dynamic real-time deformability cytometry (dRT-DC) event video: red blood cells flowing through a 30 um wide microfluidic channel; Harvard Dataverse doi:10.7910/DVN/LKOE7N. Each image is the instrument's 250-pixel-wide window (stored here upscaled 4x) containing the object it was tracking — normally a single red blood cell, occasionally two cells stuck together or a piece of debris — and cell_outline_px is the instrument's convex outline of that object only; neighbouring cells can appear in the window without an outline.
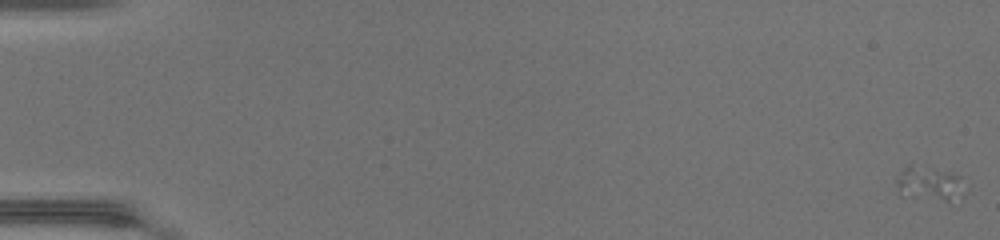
{"species": "common noctule bat (a hibernating species)", "species_latin": "Nyctalus noctula", "temperature_condition": "warm", "stored_images_in_passage": 5, "camera_frame_rate_fps": 3000, "um_per_image_px": 0.085, "animal": {"sex": "female", "body_mass_g": 17.0, "forearm_length_mm": 48.0}, "frame": {"image": 1, "passage_image": 1, "time_ms": 0.0, "image_size_px": [1000, 240], "cell_outline_px": [[960, 176], [956, 196], [948, 200], [944, 200], [900, 196], [896, 192], [896, 176], [908, 164], [912, 164], [952, 172]], "centroid_in_image_um": [78.78, 15.56], "position_along_channel_um": 6.2, "area_um2": 13.06}}